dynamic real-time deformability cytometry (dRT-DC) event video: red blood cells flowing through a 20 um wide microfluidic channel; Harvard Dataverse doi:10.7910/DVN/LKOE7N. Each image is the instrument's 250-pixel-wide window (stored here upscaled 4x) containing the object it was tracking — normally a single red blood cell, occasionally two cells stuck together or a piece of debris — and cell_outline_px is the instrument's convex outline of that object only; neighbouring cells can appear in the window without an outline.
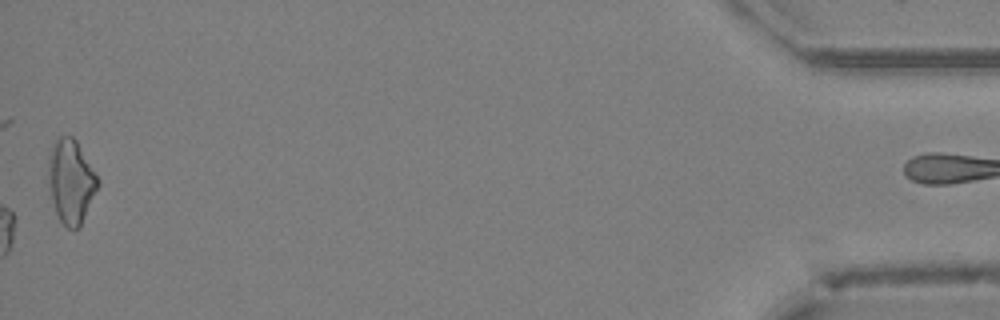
{"species": "Egyptian fruit bat (a non-hibernating species)", "species_latin": "Rousettus aegyptiacus", "temperature_condition": "cold", "stored_images_in_passage": 41, "camera_frame_rate_fps": 3000, "um_per_image_px": 0.085, "animal": {"sex": "female"}, "frame": {"image": 1, "passage_image": 41, "time_ms": 13.333, "image_size_px": [1000, 320], "cell_outline_px": [[100, 184], [80, 228], [68, 228], [60, 220], [56, 212], [52, 200], [48, 184], [48, 160], [52, 144], [60, 136], [72, 136], [76, 140], [96, 172], [100, 180]], "centroid_in_image_um": [6.05, 15.41], "position_along_channel_um": 429.2, "area_um2": 24.33}}